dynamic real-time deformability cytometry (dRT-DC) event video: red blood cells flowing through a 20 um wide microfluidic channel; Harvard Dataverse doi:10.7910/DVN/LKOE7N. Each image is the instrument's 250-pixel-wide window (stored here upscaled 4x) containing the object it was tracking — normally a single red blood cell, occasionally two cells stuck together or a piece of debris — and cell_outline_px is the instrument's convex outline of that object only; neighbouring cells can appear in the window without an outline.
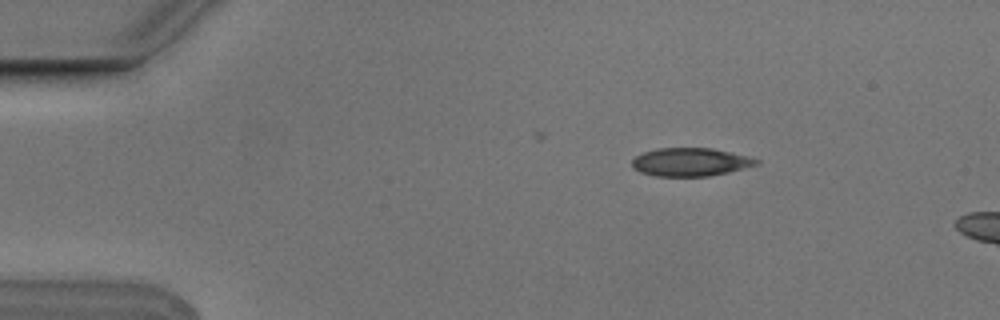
{"species": "Egyptian fruit bat (a non-hibernating species)", "species_latin": "Rousettus aegyptiacus", "temperature_condition": "cold", "stored_images_in_passage": 2, "camera_frame_rate_fps": 3000, "um_per_image_px": 0.085, "animal": {"sex": "male"}, "frame": {"image": 1, "passage_image": 1, "time_ms": 0.0, "image_size_px": [1000, 320], "cell_outline_px": [[760, 164], [728, 172], [708, 176], [656, 176], [640, 172], [632, 168], [632, 160], [636, 156], [644, 152], [656, 148], [712, 148], [760, 160]], "centroid_in_image_um": [58.65, 13.77], "position_along_channel_um": 26.4, "area_um2": 20.29}}